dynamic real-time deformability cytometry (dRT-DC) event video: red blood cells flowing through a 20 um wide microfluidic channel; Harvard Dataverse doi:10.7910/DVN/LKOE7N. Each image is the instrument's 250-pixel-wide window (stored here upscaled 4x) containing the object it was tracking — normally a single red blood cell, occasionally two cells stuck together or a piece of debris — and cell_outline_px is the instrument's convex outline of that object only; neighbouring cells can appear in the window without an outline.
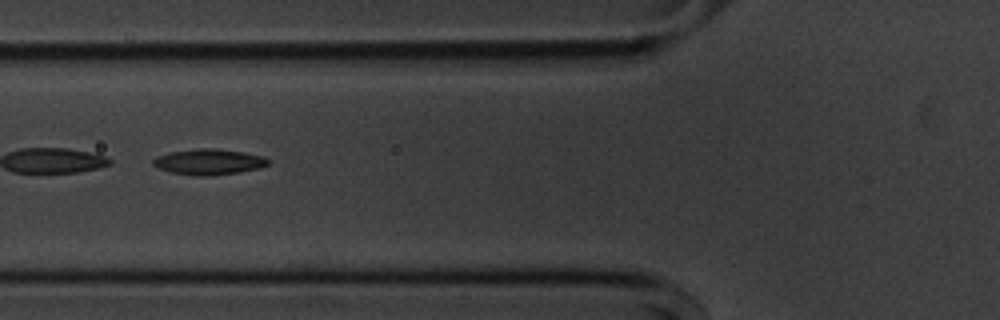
{"species": "common noctule bat (a hibernating species)", "species_latin": "Nyctalus noctula", "temperature_condition": "cold", "stored_images_in_passage": 39, "camera_frame_rate_fps": 3000, "um_per_image_px": 0.085, "animal": {"sex": "male", "body_mass_g": 20.1, "forearm_length_mm": 53.5}, "frame": {"image": 1, "passage_image": 6, "time_ms": 1.667, "image_size_px": [1000, 320], "cell_outline_px": [[268, 164], [260, 168], [240, 172], [208, 176], [200, 176], [172, 172], [160, 168], [152, 164], [152, 160], [156, 156], [172, 152], [204, 148], [216, 148], [244, 152], [264, 156], [268, 160]], "centroid_in_image_um": [17.78, 13.75], "position_along_channel_um": 108.0, "area_um2": 17.05}}
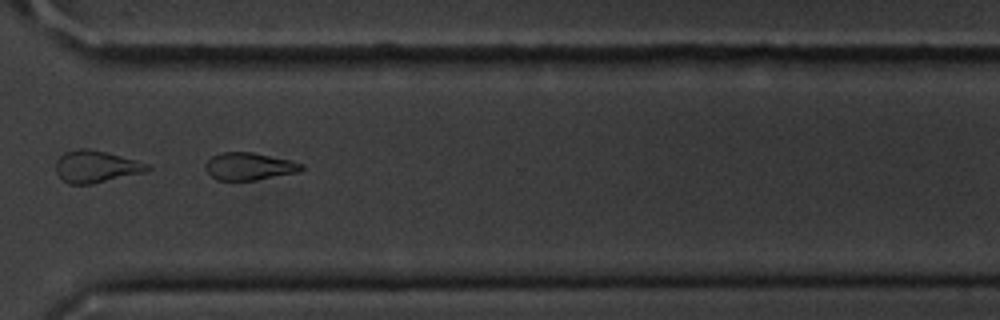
{"frame": {"image": 2, "passage_image": 26, "time_ms": 8.333, "image_size_px": [1000, 320], "cell_outline_px": [[304, 168], [300, 172], [256, 180], [216, 180], [204, 168], [204, 164], [212, 156], [220, 152], [252, 152], [288, 160], [304, 164]], "centroid_in_image_um": [21.17, 14.14], "position_along_channel_um": 349.4, "area_um2": 15.37}}
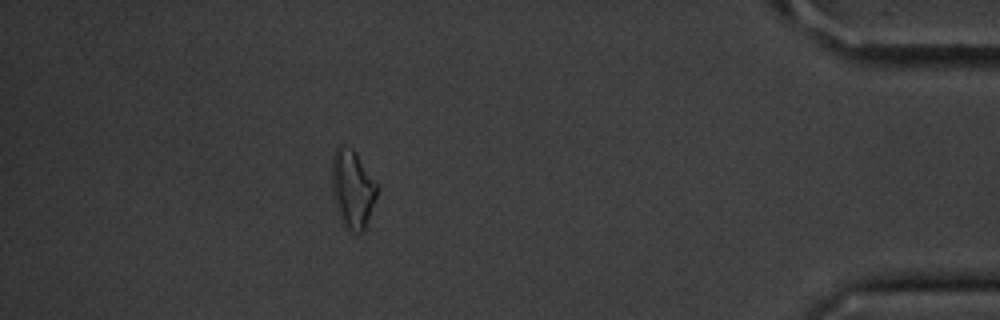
{"frame": {"image": 3, "passage_image": 33, "time_ms": 10.667, "image_size_px": [1000, 320], "cell_outline_px": [[380, 188], [364, 228], [360, 232], [352, 232], [344, 228], [336, 204], [332, 188], [332, 156], [336, 148], [352, 148], [356, 152]], "centroid_in_image_um": [29.98, 16.06], "position_along_channel_um": 405.2, "area_um2": 20.23}, "authors_computed_cell_mechanics": {"area_um2": 16.8198, "velocity_mm_per_s": 3.618, "shape_relaxation_time_tau1_ms": 3.5486, "shape_relaxation_time_tau2_ms": null, "deformation_change_tau1": 0.108, "deformation_change_tau2": null}}